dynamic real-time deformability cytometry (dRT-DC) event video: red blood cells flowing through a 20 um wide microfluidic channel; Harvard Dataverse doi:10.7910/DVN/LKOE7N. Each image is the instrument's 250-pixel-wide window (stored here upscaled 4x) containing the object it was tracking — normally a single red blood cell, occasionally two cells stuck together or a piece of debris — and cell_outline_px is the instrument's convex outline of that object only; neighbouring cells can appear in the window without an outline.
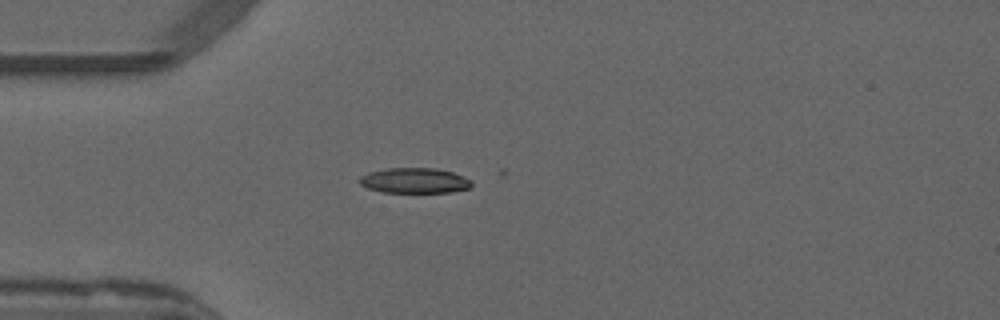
{"species": "common noctule bat (a hibernating species)", "species_latin": "Nyctalus noctula", "temperature_condition": "warm", "stored_images_in_passage": 2, "camera_frame_rate_fps": 3000, "um_per_image_px": 0.085, "animal": {"sex": "male", "forearm_length_mm": 52.5}, "frame": {"image": 1, "passage_image": 1, "time_ms": 0.0, "image_size_px": [1000, 320], "cell_outline_px": [[472, 184], [468, 188], [448, 192], [380, 192], [368, 188], [360, 184], [356, 180], [360, 176], [368, 172], [388, 168], [436, 168], [452, 172], [464, 176], [472, 180]], "centroid_in_image_um": [35.19, 15.34], "position_along_channel_um": 49.8, "area_um2": 16.59}}